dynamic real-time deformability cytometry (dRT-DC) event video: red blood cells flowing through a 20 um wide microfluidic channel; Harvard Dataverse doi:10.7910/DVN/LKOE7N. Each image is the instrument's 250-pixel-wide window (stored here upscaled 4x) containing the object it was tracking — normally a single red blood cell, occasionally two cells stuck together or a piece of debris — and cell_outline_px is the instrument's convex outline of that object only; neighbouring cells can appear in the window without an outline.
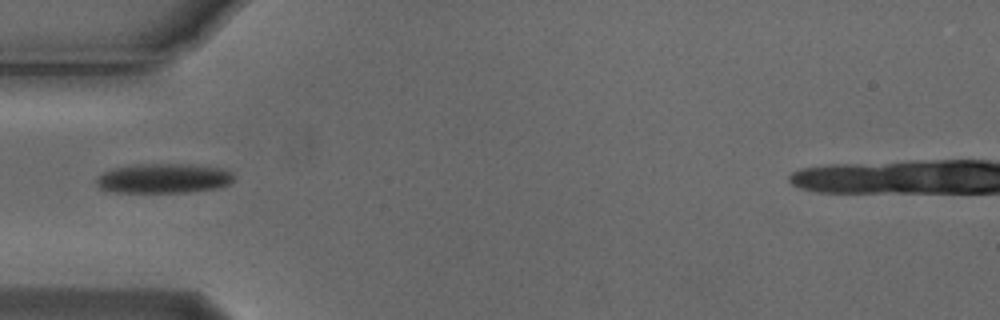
{"species": "Egyptian fruit bat (a non-hibernating species)", "species_latin": "Rousettus aegyptiacus", "temperature_condition": "cold", "stored_images_in_passage": 5, "camera_frame_rate_fps": 3000, "um_per_image_px": 0.085, "animal": {"sex": "male"}, "frame": {"image": 1, "passage_image": 5, "time_ms": 1.333, "image_size_px": [1000, 320], "cell_outline_px": [[236, 176], [228, 184], [220, 188], [188, 192], [112, 192], [100, 188], [96, 184], [96, 180], [104, 172], [112, 168], [136, 164], [196, 164], [224, 168], [232, 172]], "centroid_in_image_um": [13.96, 15.15], "position_along_channel_um": 71.0, "area_um2": 24.04}}